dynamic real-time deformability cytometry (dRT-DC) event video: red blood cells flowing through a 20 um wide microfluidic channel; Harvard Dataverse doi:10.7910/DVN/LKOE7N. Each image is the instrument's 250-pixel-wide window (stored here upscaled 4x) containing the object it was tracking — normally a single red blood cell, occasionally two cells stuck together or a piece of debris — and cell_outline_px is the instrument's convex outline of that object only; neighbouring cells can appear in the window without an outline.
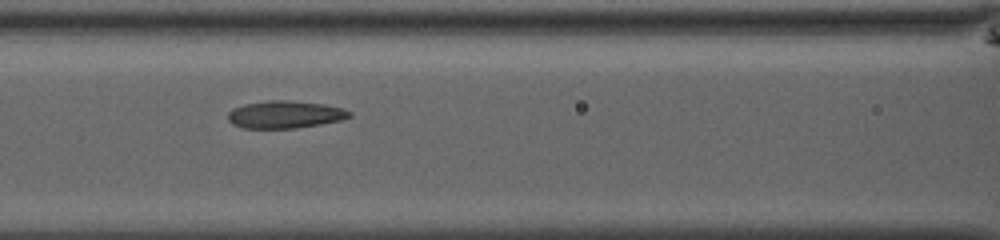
{"species": "common noctule bat (a hibernating species)", "species_latin": "Nyctalus noctula", "temperature_condition": "room temperature", "stored_images_in_passage": 34, "camera_frame_rate_fps": 3000, "um_per_image_px": 0.085, "animal": {"sex": "male", "body_mass_g": 13.0, "forearm_length_mm": 53.1}, "frame": {"image": 1, "passage_image": 8, "time_ms": 2.333, "image_size_px": [1000, 240], "cell_outline_px": [[352, 116], [340, 120], [320, 124], [296, 128], [244, 128], [232, 124], [228, 120], [228, 112], [232, 108], [244, 104], [268, 100], [288, 100], [324, 104], [344, 108], [352, 112]], "centroid_in_image_um": [24.22, 9.73], "position_along_channel_um": 142.4, "area_um2": 19.54}}
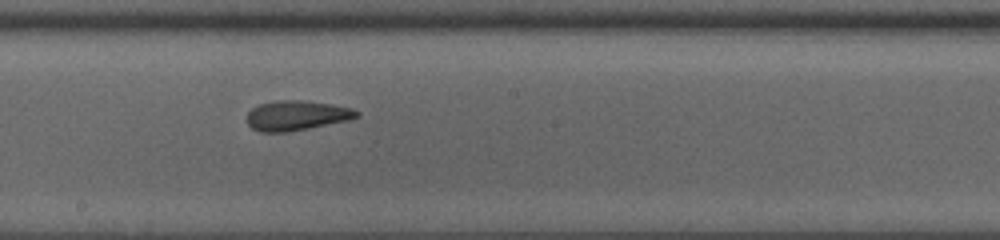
{"frame": {"image": 2, "passage_image": 14, "time_ms": 4.333, "image_size_px": [1000, 240], "cell_outline_px": [[360, 116], [348, 120], [288, 132], [260, 132], [252, 128], [248, 124], [248, 112], [252, 108], [260, 104], [276, 100], [300, 100], [328, 104], [352, 108], [360, 112]], "centroid_in_image_um": [25.2, 9.82], "position_along_channel_um": 223.0, "area_um2": 18.9}}
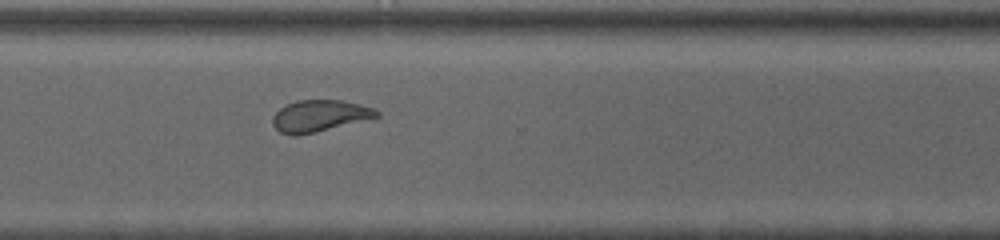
{"frame": {"image": 3, "passage_image": 23, "time_ms": 7.333, "image_size_px": [1000, 240], "cell_outline_px": [[380, 116], [296, 136], [292, 136], [280, 132], [272, 124], [272, 116], [280, 108], [296, 100], [344, 100], [360, 104], [372, 108], [380, 112]], "centroid_in_image_um": [27.12, 9.83], "position_along_channel_um": 343.5, "area_um2": 18.9}}